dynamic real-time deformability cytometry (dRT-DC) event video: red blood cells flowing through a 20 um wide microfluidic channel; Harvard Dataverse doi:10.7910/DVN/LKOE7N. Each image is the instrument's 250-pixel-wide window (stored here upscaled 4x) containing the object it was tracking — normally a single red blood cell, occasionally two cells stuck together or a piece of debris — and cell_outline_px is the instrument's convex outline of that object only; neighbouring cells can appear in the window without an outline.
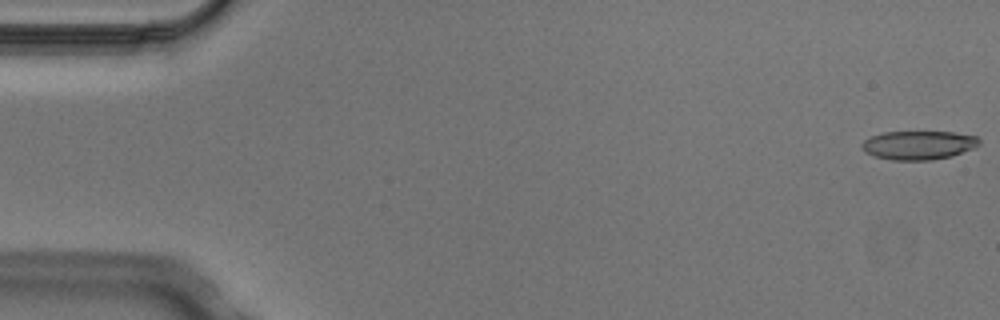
{"species": "Egyptian fruit bat (a non-hibernating species)", "species_latin": "Rousettus aegyptiacus", "temperature_condition": "cold", "stored_images_in_passage": 4, "camera_frame_rate_fps": 3000, "um_per_image_px": 0.085, "animal": {"sex": "male"}, "frame": {"image": 1, "passage_image": 1, "time_ms": 0.0, "image_size_px": [1000, 320], "cell_outline_px": [[980, 144], [976, 148], [952, 156], [932, 160], [892, 160], [872, 156], [864, 152], [860, 148], [860, 144], [864, 140], [872, 136], [884, 132], [952, 132], [976, 136], [980, 140]], "centroid_in_image_um": [78.06, 12.35], "position_along_channel_um": 6.9, "area_um2": 19.94}}